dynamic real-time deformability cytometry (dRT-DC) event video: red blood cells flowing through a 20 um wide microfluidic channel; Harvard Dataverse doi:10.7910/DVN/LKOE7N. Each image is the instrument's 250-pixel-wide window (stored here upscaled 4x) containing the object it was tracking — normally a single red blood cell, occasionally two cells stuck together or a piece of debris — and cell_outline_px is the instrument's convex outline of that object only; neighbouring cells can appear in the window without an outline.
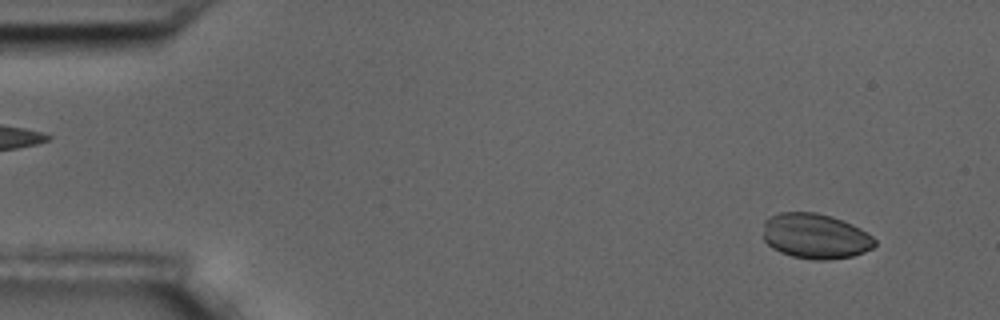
{"species": "common noctule bat (a hibernating species)", "species_latin": "Nyctalus noctula", "temperature_condition": "room temperature", "stored_images_in_passage": 4, "camera_frame_rate_fps": 3000, "um_per_image_px": 0.085, "animal": {"sex": "male", "body_mass_g": 17.5, "forearm_length_mm": 52.3}, "frame": {"image": 1, "passage_image": 1, "time_ms": 0.0, "image_size_px": [1000, 320], "cell_outline_px": [[876, 244], [872, 248], [864, 252], [852, 256], [824, 260], [816, 260], [792, 256], [780, 252], [772, 248], [764, 240], [764, 220], [780, 212], [816, 212], [832, 216], [852, 224], [860, 228], [872, 236], [876, 240]], "centroid_in_image_um": [69.31, 20.06], "position_along_channel_um": 15.7, "area_um2": 29.42}}
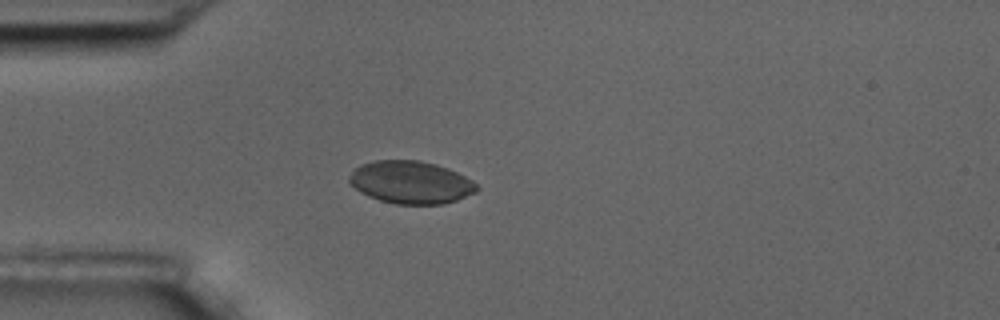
{"frame": {"image": 2, "passage_image": 4, "time_ms": 3.667, "image_size_px": [1000, 320], "cell_outline_px": [[480, 188], [476, 192], [456, 200], [444, 204], [396, 204], [380, 200], [368, 196], [360, 192], [348, 180], [348, 176], [360, 164], [372, 160], [420, 160], [436, 164], [448, 168], [472, 180]], "centroid_in_image_um": [34.92, 15.49], "position_along_channel_um": 50.1, "area_um2": 31.73}}